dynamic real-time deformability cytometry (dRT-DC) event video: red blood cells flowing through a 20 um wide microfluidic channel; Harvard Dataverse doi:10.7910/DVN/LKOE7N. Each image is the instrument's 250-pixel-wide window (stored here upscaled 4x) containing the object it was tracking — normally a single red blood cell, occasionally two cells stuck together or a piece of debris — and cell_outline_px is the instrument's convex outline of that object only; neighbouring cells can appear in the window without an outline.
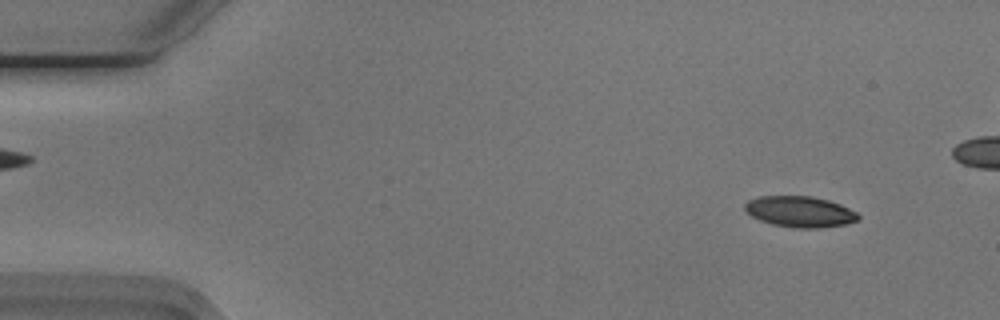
{"species": "Egyptian fruit bat (a non-hibernating species)", "species_latin": "Rousettus aegyptiacus", "temperature_condition": "cold", "stored_images_in_passage": 49, "camera_frame_rate_fps": 3000, "um_per_image_px": 0.085, "animal": {"sex": "male"}, "frame": {"image": 1, "passage_image": 5, "time_ms": 1.333, "image_size_px": [1000, 320], "cell_outline_px": [[860, 220], [844, 224], [820, 228], [796, 228], [772, 224], [760, 220], [752, 216], [744, 208], [744, 204], [748, 200], [760, 196], [812, 196], [828, 200], [840, 204], [856, 212], [860, 216]], "centroid_in_image_um": [68.0, 17.99], "position_along_channel_um": 17.0, "area_um2": 20.4}}
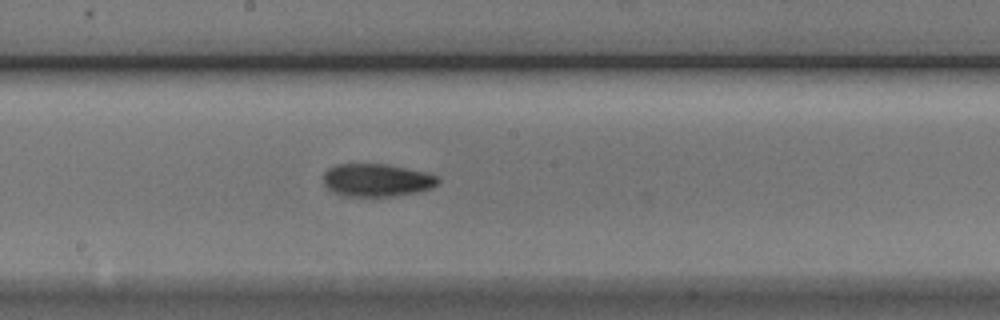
{"frame": {"image": 2, "passage_image": 29, "time_ms": 9.333, "image_size_px": [1000, 320], "cell_outline_px": [[440, 180], [432, 188], [420, 192], [396, 196], [344, 196], [332, 192], [324, 184], [324, 172], [328, 168], [336, 164], [388, 164], [424, 172], [436, 176]], "centroid_in_image_um": [32.01, 15.32], "position_along_channel_um": 216.2, "area_um2": 22.02}}
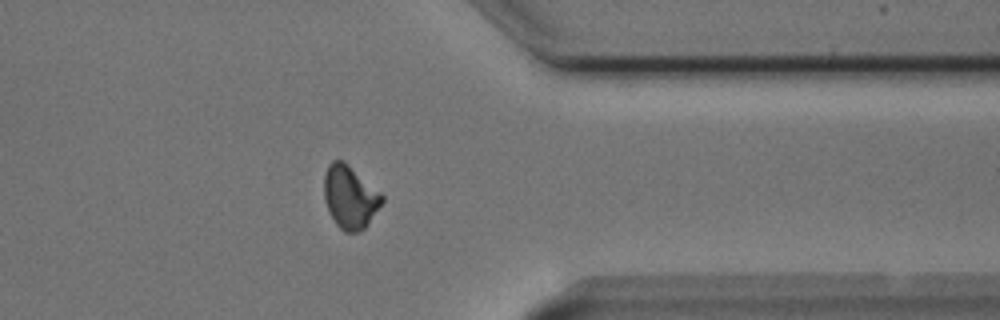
{"frame": {"image": 3, "passage_image": 43, "time_ms": 14.0, "image_size_px": [1000, 320], "cell_outline_px": [[384, 200], [368, 224], [364, 228], [356, 232], [344, 232], [336, 224], [328, 212], [324, 200], [324, 176], [328, 164], [332, 160], [344, 160], [380, 192], [384, 196]], "centroid_in_image_um": [29.73, 16.74], "position_along_channel_um": 381.7, "area_um2": 21.33}, "authors_computed_cell_mechanics": {"area_um2": 21.2704, "velocity_mm_per_s": 3.7609, "shape_relaxation_time_tau1_ms": 3.1497, "shape_relaxation_time_tau2_ms": 3.0441, "deformation_change_tau1": 0.1129, "deformation_change_tau2": 0.0794}}